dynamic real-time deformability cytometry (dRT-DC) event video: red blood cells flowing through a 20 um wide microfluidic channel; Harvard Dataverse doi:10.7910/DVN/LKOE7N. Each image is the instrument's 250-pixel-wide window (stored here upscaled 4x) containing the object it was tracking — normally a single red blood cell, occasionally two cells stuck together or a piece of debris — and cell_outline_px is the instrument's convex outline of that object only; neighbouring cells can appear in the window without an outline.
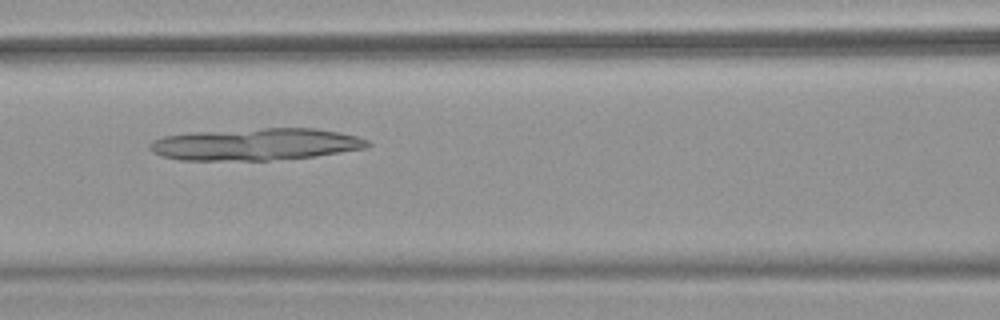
{"species": "common noctule bat (a hibernating species)", "species_latin": "Nyctalus noctula", "temperature_condition": "warm", "stored_images_in_passage": 50, "camera_frame_rate_fps": 3000, "um_per_image_px": 0.085, "animal": {"sex": "female", "body_mass_g": 18.4}, "frame": {"image": 1, "passage_image": 22, "time_ms": 7.0, "image_size_px": [1000, 320], "cell_outline_px": [[372, 144], [368, 148], [316, 156], [268, 160], [180, 160], [160, 156], [152, 152], [148, 148], [148, 144], [152, 140], [164, 136], [192, 132], [264, 128], [316, 128], [340, 132], [356, 136], [368, 140]], "centroid_in_image_um": [21.73, 12.26], "position_along_channel_um": 144.9, "area_um2": 40.92}}